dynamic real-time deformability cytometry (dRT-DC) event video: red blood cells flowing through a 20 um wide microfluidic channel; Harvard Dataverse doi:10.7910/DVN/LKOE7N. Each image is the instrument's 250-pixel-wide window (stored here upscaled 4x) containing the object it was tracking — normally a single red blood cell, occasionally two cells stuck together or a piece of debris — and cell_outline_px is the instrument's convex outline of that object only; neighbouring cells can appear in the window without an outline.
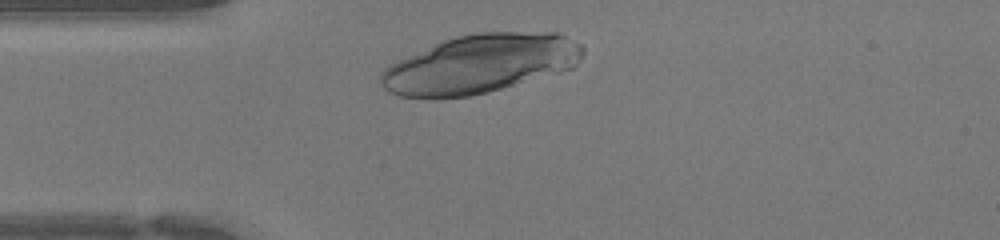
{"species": "human", "species_latin": "Homo sapiens", "temperature_condition": "warm", "stored_images_in_passage": 28, "camera_frame_rate_fps": 3000, "um_per_image_px": 0.085, "donor": {"sex": "female"}, "frame": {"image": 1, "passage_image": 3, "time_ms": 0.667, "image_size_px": [1000, 240], "cell_outline_px": [[584, 52], [576, 64], [572, 68], [488, 92], [468, 96], [400, 96], [384, 88], [380, 84], [380, 72], [384, 68], [408, 56], [444, 40], [456, 36], [476, 32], [556, 32], [580, 44], [584, 48]], "centroid_in_image_um": [40.85, 5.4], "position_along_channel_um": 44.2, "area_um2": 67.8}}